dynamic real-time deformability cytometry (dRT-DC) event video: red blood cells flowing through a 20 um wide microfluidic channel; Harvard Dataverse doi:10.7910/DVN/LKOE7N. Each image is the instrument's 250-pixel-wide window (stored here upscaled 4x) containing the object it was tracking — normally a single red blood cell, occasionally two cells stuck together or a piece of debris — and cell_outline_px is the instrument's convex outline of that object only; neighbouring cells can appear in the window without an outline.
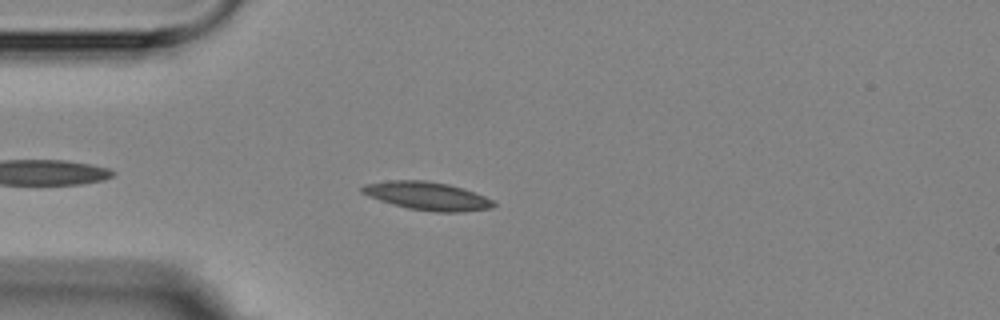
{"species": "Egyptian fruit bat (a non-hibernating species)", "species_latin": "Rousettus aegyptiacus", "temperature_condition": "room temperature", "stored_images_in_passage": 4, "camera_frame_rate_fps": 3000, "um_per_image_px": 0.085, "animal": {"sex": "female"}, "frame": {"image": 1, "passage_image": 4, "time_ms": 4.667, "image_size_px": [1000, 320], "cell_outline_px": [[496, 204], [492, 208], [464, 212], [436, 212], [408, 208], [392, 204], [368, 196], [360, 192], [360, 188], [364, 184], [388, 180], [424, 180], [448, 184], [484, 196], [492, 200]], "centroid_in_image_um": [36.28, 16.66], "position_along_channel_um": 48.7, "area_um2": 21.5}}